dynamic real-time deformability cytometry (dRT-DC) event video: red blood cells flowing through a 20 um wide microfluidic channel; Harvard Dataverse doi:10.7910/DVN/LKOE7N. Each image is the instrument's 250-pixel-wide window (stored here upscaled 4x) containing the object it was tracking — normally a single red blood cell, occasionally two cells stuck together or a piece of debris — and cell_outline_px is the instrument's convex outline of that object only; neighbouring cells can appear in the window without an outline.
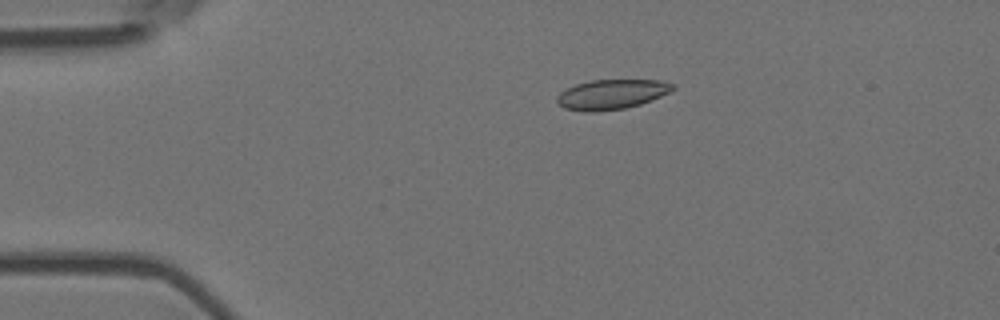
{"species": "Egyptian fruit bat (a non-hibernating species)", "species_latin": "Rousettus aegyptiacus", "temperature_condition": "room temperature", "stored_images_in_passage": 6, "camera_frame_rate_fps": 3000, "um_per_image_px": 0.085, "animal": {"sex": "female"}, "frame": {"image": 1, "passage_image": 3, "time_ms": 0.667, "image_size_px": [1000, 320], "cell_outline_px": [[676, 88], [660, 96], [640, 104], [624, 108], [592, 112], [584, 112], [564, 108], [556, 100], [556, 96], [560, 92], [576, 84], [592, 80], [660, 80], [676, 84]], "centroid_in_image_um": [51.98, 8.01], "position_along_channel_um": 33.0, "area_um2": 20.0}}
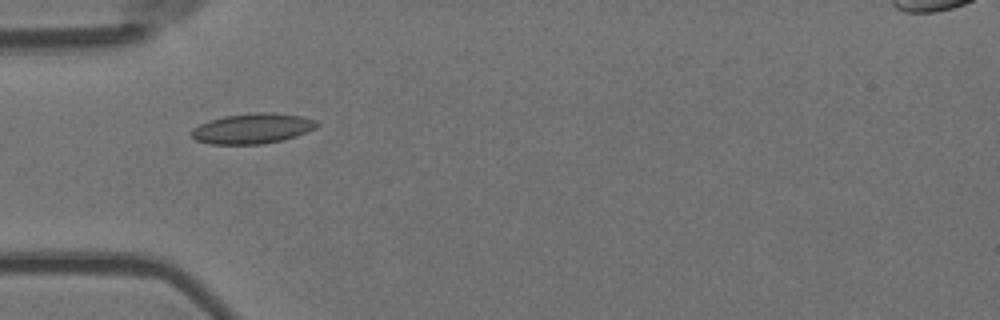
{"frame": {"image": 2, "passage_image": 5, "time_ms": 1.333, "image_size_px": [1000, 320], "cell_outline_px": [[320, 124], [316, 128], [308, 132], [296, 136], [264, 144], [212, 144], [196, 140], [188, 132], [192, 128], [208, 120], [224, 116], [256, 112], [272, 112], [300, 116], [316, 120]], "centroid_in_image_um": [21.45, 10.92], "position_along_channel_um": 63.5, "area_um2": 22.25}}
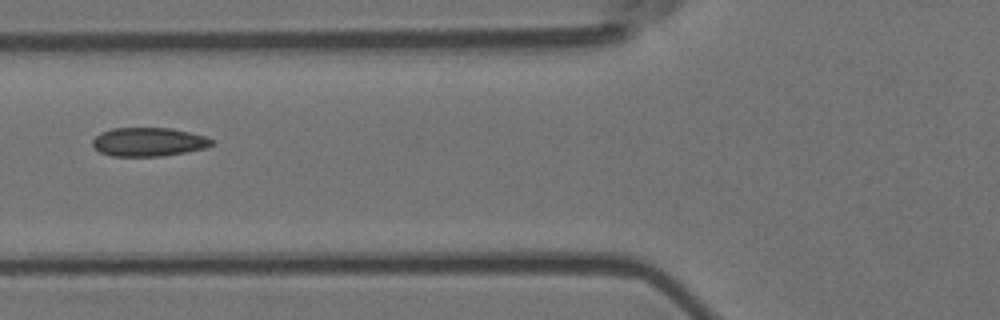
{"frame": {"image": 3, "passage_image": 6, "time_ms": 1.667, "image_size_px": [1000, 320], "cell_outline_px": [[216, 144], [204, 148], [184, 152], [160, 156], [112, 156], [100, 152], [92, 144], [92, 140], [100, 132], [112, 128], [172, 128], [204, 136], [216, 140]], "centroid_in_image_um": [12.64, 12.06], "position_along_channel_um": 113.2, "area_um2": 19.94}}